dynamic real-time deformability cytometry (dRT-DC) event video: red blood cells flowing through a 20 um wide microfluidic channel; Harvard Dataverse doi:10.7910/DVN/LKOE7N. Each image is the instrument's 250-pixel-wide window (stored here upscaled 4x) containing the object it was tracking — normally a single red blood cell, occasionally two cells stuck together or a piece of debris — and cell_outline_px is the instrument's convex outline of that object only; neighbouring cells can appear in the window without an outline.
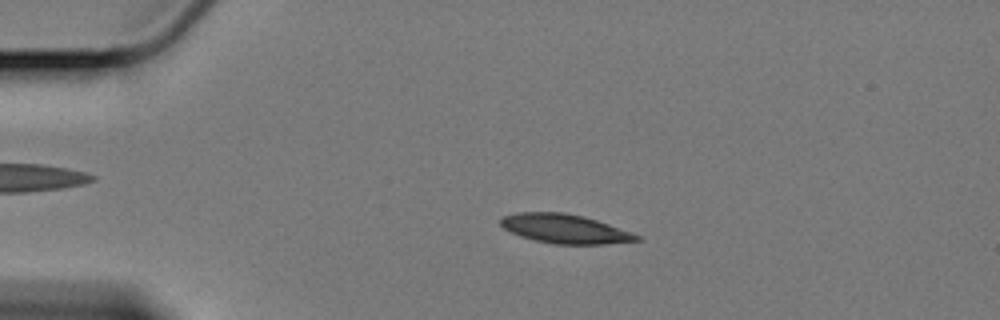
{"species": "Egyptian fruit bat (a non-hibernating species)", "species_latin": "Rousettus aegyptiacus", "temperature_condition": "cold", "stored_images_in_passage": 58, "camera_frame_rate_fps": 3000, "um_per_image_px": 0.085, "animal": {"sex": "female"}, "frame": {"image": 1, "passage_image": 12, "time_ms": 3.667, "image_size_px": [1000, 320], "cell_outline_px": [[640, 240], [604, 244], [556, 244], [536, 240], [520, 236], [504, 228], [500, 224], [500, 216], [516, 212], [564, 212], [596, 220], [632, 232], [640, 236]], "centroid_in_image_um": [47.97, 19.44], "position_along_channel_um": 37.0, "area_um2": 22.89}}
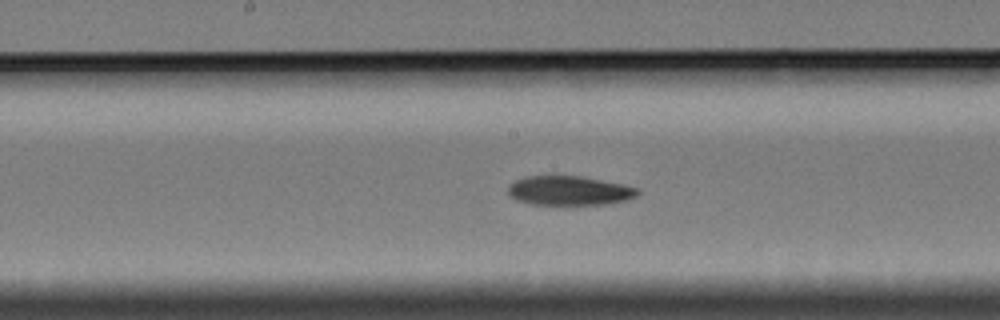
{"frame": {"image": 2, "passage_image": 30, "time_ms": 9.667, "image_size_px": [1000, 320], "cell_outline_px": [[640, 192], [636, 196], [628, 200], [608, 204], [532, 204], [516, 200], [508, 192], [508, 188], [516, 180], [524, 176], [580, 176], [620, 184], [636, 188]], "centroid_in_image_um": [48.39, 16.21], "position_along_channel_um": 199.8, "area_um2": 21.79}}
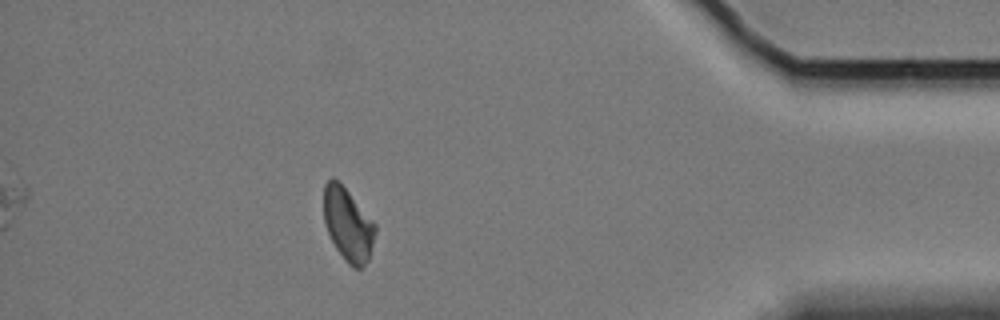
{"frame": {"image": 3, "passage_image": 52, "time_ms": 17.0, "image_size_px": [1000, 320], "cell_outline_px": [[376, 232], [368, 260], [360, 268], [352, 268], [348, 264], [336, 248], [328, 232], [324, 220], [324, 184], [332, 176], [348, 192], [376, 224]], "centroid_in_image_um": [29.57, 19.09], "position_along_channel_um": 405.6, "area_um2": 21.5}, "authors_computed_cell_mechanics": {"area_um2": 22.7443, "velocity_mm_per_s": 3.364, "shape_relaxation_time_tau1_ms": 8.7415, "shape_relaxation_time_tau2_ms": 11.3952, "deformation_change_tau1": 0.1469, "deformation_change_tau2": 0.155}}